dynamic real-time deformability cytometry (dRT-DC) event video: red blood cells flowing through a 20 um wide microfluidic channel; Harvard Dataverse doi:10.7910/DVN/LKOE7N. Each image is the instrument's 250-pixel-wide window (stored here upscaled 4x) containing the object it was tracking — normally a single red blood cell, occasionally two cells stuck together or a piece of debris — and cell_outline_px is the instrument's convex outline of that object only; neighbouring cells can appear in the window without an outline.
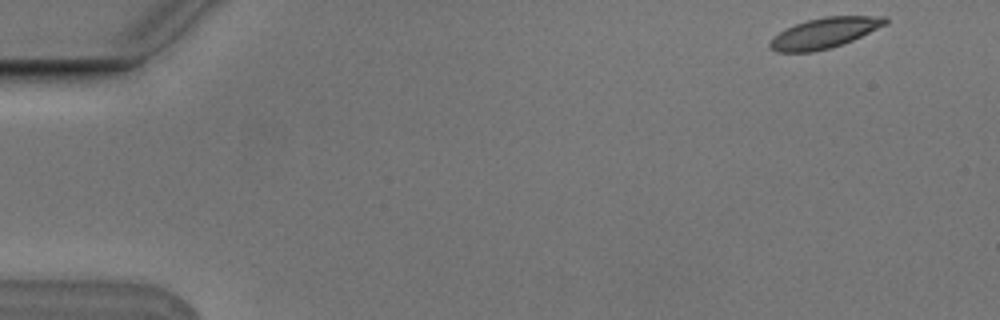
{"species": "Egyptian fruit bat (a non-hibernating species)", "species_latin": "Rousettus aegyptiacus", "temperature_condition": "cold", "stored_images_in_passage": 7, "camera_frame_rate_fps": 3000, "um_per_image_px": 0.085, "animal": {"sex": "male"}, "frame": {"image": 1, "passage_image": 1, "time_ms": 0.0, "image_size_px": [1000, 320], "cell_outline_px": [[888, 24], [844, 44], [812, 52], [776, 52], [768, 44], [772, 36], [796, 24], [808, 20], [824, 16], [888, 16]], "centroid_in_image_um": [70.11, 2.8], "position_along_channel_um": 14.9, "area_um2": 20.46}}
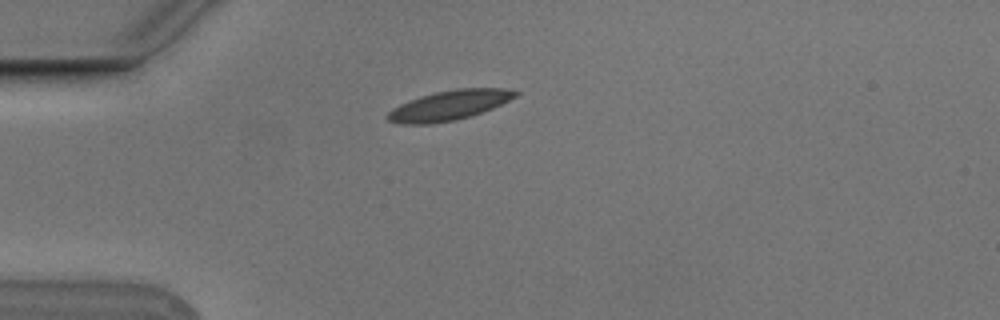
{"frame": {"image": 2, "passage_image": 4, "time_ms": 1.0, "image_size_px": [1000, 320], "cell_outline_px": [[520, 92], [516, 96], [492, 108], [456, 120], [432, 124], [400, 124], [388, 120], [384, 116], [392, 108], [408, 100], [420, 96], [436, 92], [456, 88], [504, 88]], "centroid_in_image_um": [38.12, 8.95], "position_along_channel_um": 46.9, "area_um2": 22.08}}
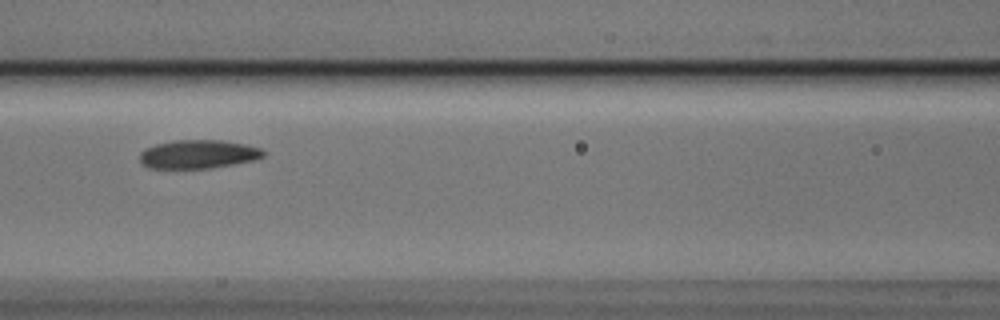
{"frame": {"image": 3, "passage_image": 7, "time_ms": 2.0, "image_size_px": [1000, 320], "cell_outline_px": [[268, 152], [264, 156], [256, 160], [212, 168], [148, 168], [140, 164], [140, 152], [144, 148], [156, 144], [172, 140], [220, 140], [244, 144], [260, 148]], "centroid_in_image_um": [16.84, 13.11], "position_along_channel_um": 149.8, "area_um2": 20.87}}